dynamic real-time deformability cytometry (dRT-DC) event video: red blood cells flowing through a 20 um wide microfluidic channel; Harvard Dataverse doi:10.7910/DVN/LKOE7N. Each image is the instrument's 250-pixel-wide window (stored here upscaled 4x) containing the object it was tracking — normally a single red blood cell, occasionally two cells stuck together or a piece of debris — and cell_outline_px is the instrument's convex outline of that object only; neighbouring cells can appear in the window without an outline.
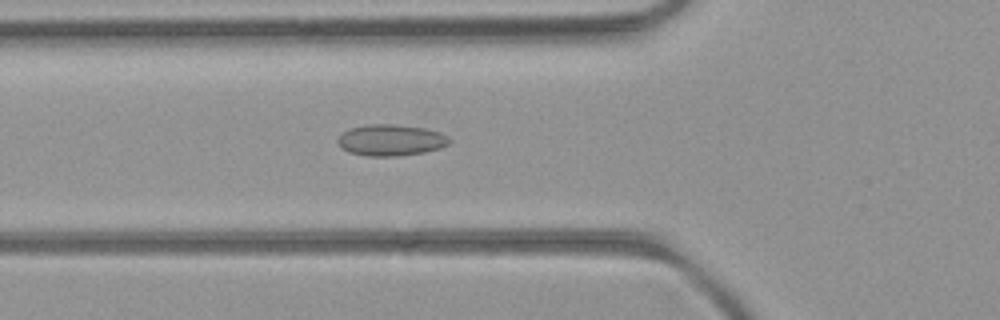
{"species": "common noctule bat (a hibernating species)", "species_latin": "Nyctalus noctula", "temperature_condition": "room temperature", "stored_images_in_passage": 47, "camera_frame_rate_fps": 3000, "um_per_image_px": 0.085, "animal": {"sex": "female", "body_mass_g": 21.9}, "frame": {"image": 1, "passage_image": 14, "time_ms": 4.333, "image_size_px": [1000, 320], "cell_outline_px": [[452, 140], [448, 144], [440, 148], [424, 152], [396, 156], [368, 156], [348, 152], [340, 148], [336, 140], [344, 132], [352, 128], [368, 124], [396, 124], [424, 128], [448, 136]], "centroid_in_image_um": [33.2, 11.91], "position_along_channel_um": 92.6, "area_um2": 20.29}}
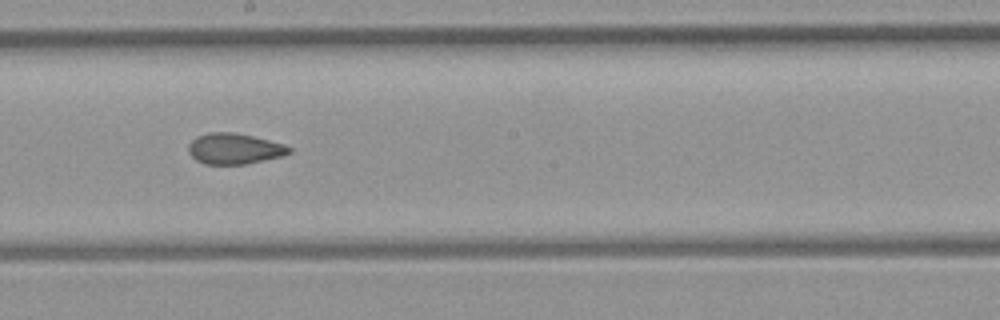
{"frame": {"image": 2, "passage_image": 24, "time_ms": 7.667, "image_size_px": [1000, 320], "cell_outline_px": [[292, 152], [280, 156], [244, 164], [204, 164], [196, 160], [188, 152], [188, 144], [196, 136], [208, 132], [236, 132], [284, 144], [292, 148]], "centroid_in_image_um": [19.88, 12.63], "position_along_channel_um": 228.3, "area_um2": 18.03}}
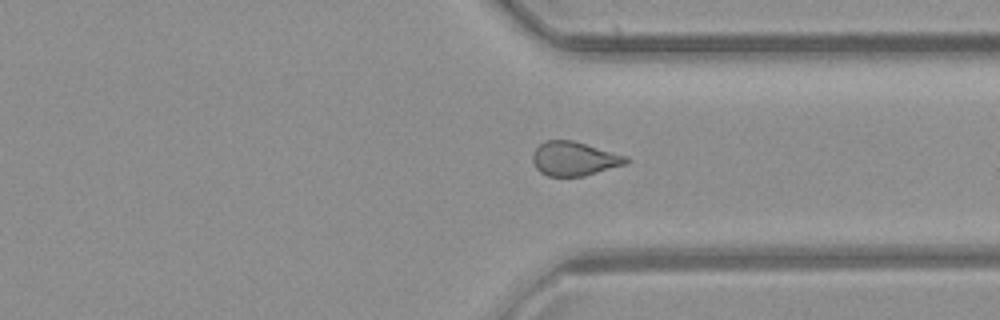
{"frame": {"image": 3, "passage_image": 34, "time_ms": 11.0, "image_size_px": [1000, 320], "cell_outline_px": [[632, 160], [624, 164], [584, 176], [548, 176], [540, 172], [536, 168], [532, 160], [532, 152], [544, 140], [572, 140], [628, 156]], "centroid_in_image_um": [48.79, 13.48], "position_along_channel_um": 362.6, "area_um2": 18.55}, "authors_computed_cell_mechanics": {"area_um2": 18.9584, "velocity_mm_per_s": 4.0463, "shape_relaxation_time_tau1_ms": null, "shape_relaxation_time_tau2_ms": 2.0906, "deformation_change_tau1": null, "deformation_change_tau2": 0.0752}}